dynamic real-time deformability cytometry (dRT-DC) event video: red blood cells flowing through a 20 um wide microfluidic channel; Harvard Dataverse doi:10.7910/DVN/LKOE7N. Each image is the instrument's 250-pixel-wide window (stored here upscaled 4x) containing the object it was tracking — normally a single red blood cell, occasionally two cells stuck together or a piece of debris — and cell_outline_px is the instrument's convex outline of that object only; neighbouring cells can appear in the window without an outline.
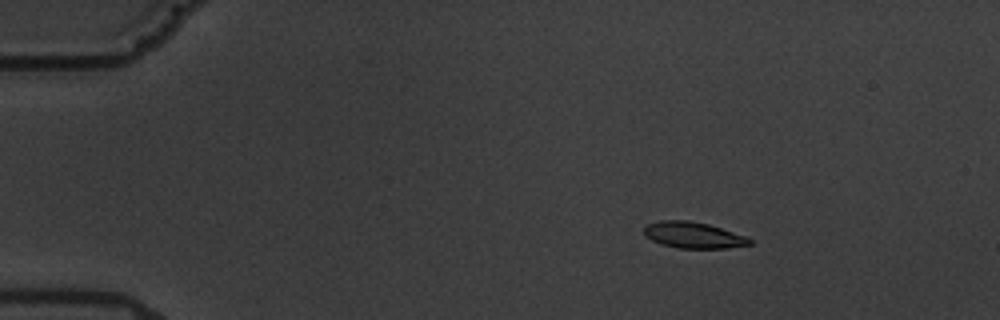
{"species": "common noctule bat (a hibernating species)", "species_latin": "Nyctalus noctula", "temperature_condition": "warm", "stored_images_in_passage": 8, "camera_frame_rate_fps": 3000, "um_per_image_px": 0.085, "animal": {"sex": "male", "body_mass_g": 19.5, "forearm_length_mm": 54.6}, "frame": {"image": 1, "passage_image": 3, "time_ms": 2.333, "image_size_px": [1000, 320], "cell_outline_px": [[752, 244], [728, 248], [680, 248], [660, 244], [644, 236], [644, 228], [648, 224], [660, 220], [688, 220], [708, 224], [748, 236], [752, 240]], "centroid_in_image_um": [58.95, 19.98], "position_along_channel_um": 26.0, "area_um2": 16.24}}
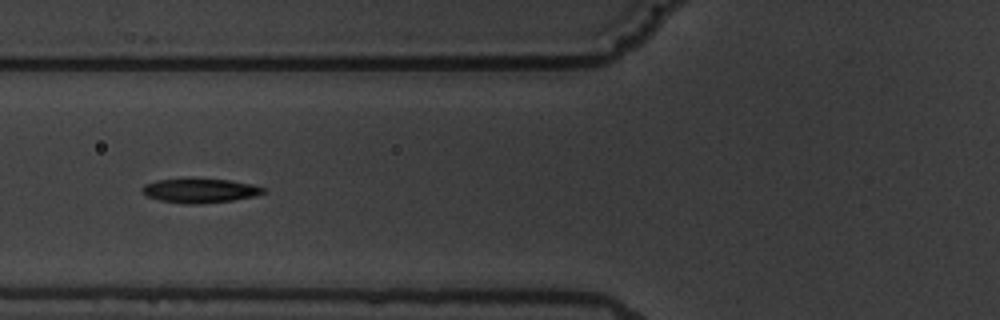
{"frame": {"image": 2, "passage_image": 7, "time_ms": 7.0, "image_size_px": [1000, 320], "cell_outline_px": [[264, 192], [252, 196], [232, 200], [192, 204], [184, 204], [160, 200], [148, 196], [140, 188], [144, 184], [156, 180], [228, 180], [252, 184], [264, 188]], "centroid_in_image_um": [16.96, 16.21], "position_along_channel_um": 108.8, "area_um2": 16.42}}
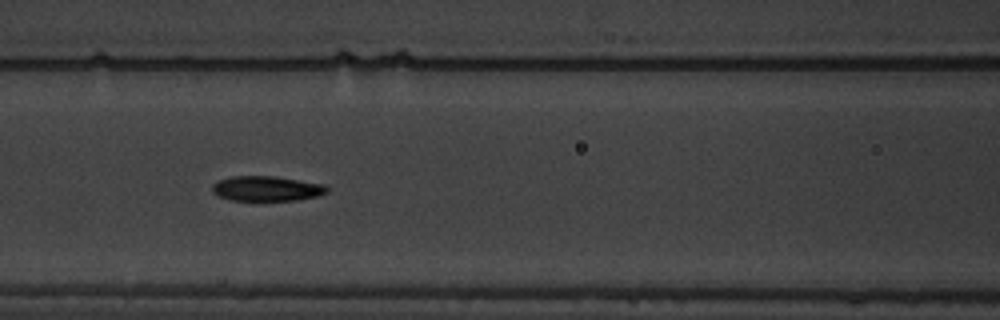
{"frame": {"image": 3, "passage_image": 8, "time_ms": 8.0, "image_size_px": [1000, 320], "cell_outline_px": [[328, 192], [316, 196], [300, 200], [228, 200], [216, 196], [212, 192], [212, 184], [220, 180], [232, 176], [276, 176], [324, 184], [328, 188]], "centroid_in_image_um": [22.64, 16.03], "position_along_channel_um": 144.0, "area_um2": 16.82}}